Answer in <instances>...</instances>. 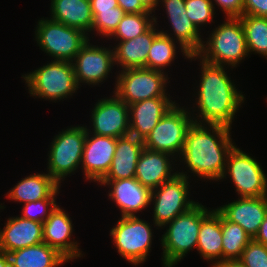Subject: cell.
Segmentation results:
<instances>
[{
  "mask_svg": "<svg viewBox=\"0 0 267 267\" xmlns=\"http://www.w3.org/2000/svg\"><path fill=\"white\" fill-rule=\"evenodd\" d=\"M230 130L224 125L205 126L193 122L186 133L181 154V160L187 164L191 173L201 179L221 180L228 154L235 146Z\"/></svg>",
  "mask_w": 267,
  "mask_h": 267,
  "instance_id": "1",
  "label": "cell"
},
{
  "mask_svg": "<svg viewBox=\"0 0 267 267\" xmlns=\"http://www.w3.org/2000/svg\"><path fill=\"white\" fill-rule=\"evenodd\" d=\"M201 80L196 95L199 114L194 123L224 125L231 128L232 120L239 106L244 103V96L236 89L234 82L225 72L224 66L212 65L200 61ZM202 120H201V119ZM200 119V120H198ZM199 122H198V121Z\"/></svg>",
  "mask_w": 267,
  "mask_h": 267,
  "instance_id": "2",
  "label": "cell"
},
{
  "mask_svg": "<svg viewBox=\"0 0 267 267\" xmlns=\"http://www.w3.org/2000/svg\"><path fill=\"white\" fill-rule=\"evenodd\" d=\"M207 39L200 50L188 59L192 61L200 57V60L212 65L236 67L249 54L244 28L238 17L227 18Z\"/></svg>",
  "mask_w": 267,
  "mask_h": 267,
  "instance_id": "3",
  "label": "cell"
},
{
  "mask_svg": "<svg viewBox=\"0 0 267 267\" xmlns=\"http://www.w3.org/2000/svg\"><path fill=\"white\" fill-rule=\"evenodd\" d=\"M210 212L198 202L166 224L169 226L161 239L164 267L177 265L191 249L196 248L201 222Z\"/></svg>",
  "mask_w": 267,
  "mask_h": 267,
  "instance_id": "4",
  "label": "cell"
},
{
  "mask_svg": "<svg viewBox=\"0 0 267 267\" xmlns=\"http://www.w3.org/2000/svg\"><path fill=\"white\" fill-rule=\"evenodd\" d=\"M22 77L30 95L51 101L68 98L79 88L73 62L69 61L53 60Z\"/></svg>",
  "mask_w": 267,
  "mask_h": 267,
  "instance_id": "5",
  "label": "cell"
},
{
  "mask_svg": "<svg viewBox=\"0 0 267 267\" xmlns=\"http://www.w3.org/2000/svg\"><path fill=\"white\" fill-rule=\"evenodd\" d=\"M36 26L37 44L54 60L72 62L81 47L89 40L82 30L50 18H42Z\"/></svg>",
  "mask_w": 267,
  "mask_h": 267,
  "instance_id": "6",
  "label": "cell"
},
{
  "mask_svg": "<svg viewBox=\"0 0 267 267\" xmlns=\"http://www.w3.org/2000/svg\"><path fill=\"white\" fill-rule=\"evenodd\" d=\"M87 126L70 127L57 134L51 142L48 157V174L60 185L66 176L81 165L87 137Z\"/></svg>",
  "mask_w": 267,
  "mask_h": 267,
  "instance_id": "7",
  "label": "cell"
},
{
  "mask_svg": "<svg viewBox=\"0 0 267 267\" xmlns=\"http://www.w3.org/2000/svg\"><path fill=\"white\" fill-rule=\"evenodd\" d=\"M187 109L177 103L160 119L154 129L143 140L144 148L164 152L172 157L181 156L188 128L193 119Z\"/></svg>",
  "mask_w": 267,
  "mask_h": 267,
  "instance_id": "8",
  "label": "cell"
},
{
  "mask_svg": "<svg viewBox=\"0 0 267 267\" xmlns=\"http://www.w3.org/2000/svg\"><path fill=\"white\" fill-rule=\"evenodd\" d=\"M165 75L145 67L121 70L113 93L127 105L155 97H169L165 89L169 78Z\"/></svg>",
  "mask_w": 267,
  "mask_h": 267,
  "instance_id": "9",
  "label": "cell"
},
{
  "mask_svg": "<svg viewBox=\"0 0 267 267\" xmlns=\"http://www.w3.org/2000/svg\"><path fill=\"white\" fill-rule=\"evenodd\" d=\"M188 178L189 176L183 171L177 172L173 178L152 190L151 202L154 205L152 217L155 226L165 227L176 216L187 212L198 203L187 197L190 191Z\"/></svg>",
  "mask_w": 267,
  "mask_h": 267,
  "instance_id": "10",
  "label": "cell"
},
{
  "mask_svg": "<svg viewBox=\"0 0 267 267\" xmlns=\"http://www.w3.org/2000/svg\"><path fill=\"white\" fill-rule=\"evenodd\" d=\"M138 216L121 217L110 236L122 258L134 265L144 263L152 245V229Z\"/></svg>",
  "mask_w": 267,
  "mask_h": 267,
  "instance_id": "11",
  "label": "cell"
},
{
  "mask_svg": "<svg viewBox=\"0 0 267 267\" xmlns=\"http://www.w3.org/2000/svg\"><path fill=\"white\" fill-rule=\"evenodd\" d=\"M230 175L240 197L267 195V177L261 165L237 146L229 152L221 179Z\"/></svg>",
  "mask_w": 267,
  "mask_h": 267,
  "instance_id": "12",
  "label": "cell"
},
{
  "mask_svg": "<svg viewBox=\"0 0 267 267\" xmlns=\"http://www.w3.org/2000/svg\"><path fill=\"white\" fill-rule=\"evenodd\" d=\"M89 41L81 47L72 61L78 86L80 83L99 85L116 65L113 49L91 45Z\"/></svg>",
  "mask_w": 267,
  "mask_h": 267,
  "instance_id": "13",
  "label": "cell"
},
{
  "mask_svg": "<svg viewBox=\"0 0 267 267\" xmlns=\"http://www.w3.org/2000/svg\"><path fill=\"white\" fill-rule=\"evenodd\" d=\"M93 134L120 138L130 135L129 107L115 93L98 100L91 114Z\"/></svg>",
  "mask_w": 267,
  "mask_h": 267,
  "instance_id": "14",
  "label": "cell"
},
{
  "mask_svg": "<svg viewBox=\"0 0 267 267\" xmlns=\"http://www.w3.org/2000/svg\"><path fill=\"white\" fill-rule=\"evenodd\" d=\"M89 130L87 128L80 167L87 180L99 183L110 169L116 150V138L95 134L91 136Z\"/></svg>",
  "mask_w": 267,
  "mask_h": 267,
  "instance_id": "15",
  "label": "cell"
},
{
  "mask_svg": "<svg viewBox=\"0 0 267 267\" xmlns=\"http://www.w3.org/2000/svg\"><path fill=\"white\" fill-rule=\"evenodd\" d=\"M239 198L216 208V210L226 220L240 225L254 239L267 214V195Z\"/></svg>",
  "mask_w": 267,
  "mask_h": 267,
  "instance_id": "16",
  "label": "cell"
},
{
  "mask_svg": "<svg viewBox=\"0 0 267 267\" xmlns=\"http://www.w3.org/2000/svg\"><path fill=\"white\" fill-rule=\"evenodd\" d=\"M101 185H109L108 197L111 198L121 210L122 217L136 216L141 210L151 205L152 190L143 186L135 177L118 180H101Z\"/></svg>",
  "mask_w": 267,
  "mask_h": 267,
  "instance_id": "17",
  "label": "cell"
},
{
  "mask_svg": "<svg viewBox=\"0 0 267 267\" xmlns=\"http://www.w3.org/2000/svg\"><path fill=\"white\" fill-rule=\"evenodd\" d=\"M165 6L167 17L175 35L174 40L180 45L185 58L195 55L201 48L200 31L187 17L185 0H159Z\"/></svg>",
  "mask_w": 267,
  "mask_h": 267,
  "instance_id": "18",
  "label": "cell"
},
{
  "mask_svg": "<svg viewBox=\"0 0 267 267\" xmlns=\"http://www.w3.org/2000/svg\"><path fill=\"white\" fill-rule=\"evenodd\" d=\"M71 218L57 206L43 223V242L55 248L68 261L81 257L78 243L70 240L73 233Z\"/></svg>",
  "mask_w": 267,
  "mask_h": 267,
  "instance_id": "19",
  "label": "cell"
},
{
  "mask_svg": "<svg viewBox=\"0 0 267 267\" xmlns=\"http://www.w3.org/2000/svg\"><path fill=\"white\" fill-rule=\"evenodd\" d=\"M175 104L169 97H155L128 105L130 135L144 140Z\"/></svg>",
  "mask_w": 267,
  "mask_h": 267,
  "instance_id": "20",
  "label": "cell"
},
{
  "mask_svg": "<svg viewBox=\"0 0 267 267\" xmlns=\"http://www.w3.org/2000/svg\"><path fill=\"white\" fill-rule=\"evenodd\" d=\"M5 207L0 205V209ZM43 243V223L28 220L21 216L10 217L0 229V251H12Z\"/></svg>",
  "mask_w": 267,
  "mask_h": 267,
  "instance_id": "21",
  "label": "cell"
},
{
  "mask_svg": "<svg viewBox=\"0 0 267 267\" xmlns=\"http://www.w3.org/2000/svg\"><path fill=\"white\" fill-rule=\"evenodd\" d=\"M170 154L150 151L144 148L139 156L135 178L151 190L173 178L178 171L171 174L172 164Z\"/></svg>",
  "mask_w": 267,
  "mask_h": 267,
  "instance_id": "22",
  "label": "cell"
},
{
  "mask_svg": "<svg viewBox=\"0 0 267 267\" xmlns=\"http://www.w3.org/2000/svg\"><path fill=\"white\" fill-rule=\"evenodd\" d=\"M143 149V140L134 136L116 138L114 157L109 171L102 180L134 178L136 165Z\"/></svg>",
  "mask_w": 267,
  "mask_h": 267,
  "instance_id": "23",
  "label": "cell"
},
{
  "mask_svg": "<svg viewBox=\"0 0 267 267\" xmlns=\"http://www.w3.org/2000/svg\"><path fill=\"white\" fill-rule=\"evenodd\" d=\"M157 18L154 16V24L143 34L135 39L119 41L113 48L115 64L121 69L145 67L147 56L154 38L160 33L156 29Z\"/></svg>",
  "mask_w": 267,
  "mask_h": 267,
  "instance_id": "24",
  "label": "cell"
},
{
  "mask_svg": "<svg viewBox=\"0 0 267 267\" xmlns=\"http://www.w3.org/2000/svg\"><path fill=\"white\" fill-rule=\"evenodd\" d=\"M50 19L82 30H92L93 14L90 0H51Z\"/></svg>",
  "mask_w": 267,
  "mask_h": 267,
  "instance_id": "25",
  "label": "cell"
},
{
  "mask_svg": "<svg viewBox=\"0 0 267 267\" xmlns=\"http://www.w3.org/2000/svg\"><path fill=\"white\" fill-rule=\"evenodd\" d=\"M196 249L207 262L215 260L211 267L222 261L221 214L216 209L202 220Z\"/></svg>",
  "mask_w": 267,
  "mask_h": 267,
  "instance_id": "26",
  "label": "cell"
},
{
  "mask_svg": "<svg viewBox=\"0 0 267 267\" xmlns=\"http://www.w3.org/2000/svg\"><path fill=\"white\" fill-rule=\"evenodd\" d=\"M10 267H58L69 262L55 248L40 243L8 253Z\"/></svg>",
  "mask_w": 267,
  "mask_h": 267,
  "instance_id": "27",
  "label": "cell"
},
{
  "mask_svg": "<svg viewBox=\"0 0 267 267\" xmlns=\"http://www.w3.org/2000/svg\"><path fill=\"white\" fill-rule=\"evenodd\" d=\"M59 185L48 173L23 178L7 193V198L19 203L35 202L48 198Z\"/></svg>",
  "mask_w": 267,
  "mask_h": 267,
  "instance_id": "28",
  "label": "cell"
},
{
  "mask_svg": "<svg viewBox=\"0 0 267 267\" xmlns=\"http://www.w3.org/2000/svg\"><path fill=\"white\" fill-rule=\"evenodd\" d=\"M222 261L239 260L243 250L252 238L237 223L226 220L221 215Z\"/></svg>",
  "mask_w": 267,
  "mask_h": 267,
  "instance_id": "29",
  "label": "cell"
},
{
  "mask_svg": "<svg viewBox=\"0 0 267 267\" xmlns=\"http://www.w3.org/2000/svg\"><path fill=\"white\" fill-rule=\"evenodd\" d=\"M176 48L177 46L171 34L161 30L152 42L145 68L164 72L163 69L174 61Z\"/></svg>",
  "mask_w": 267,
  "mask_h": 267,
  "instance_id": "30",
  "label": "cell"
},
{
  "mask_svg": "<svg viewBox=\"0 0 267 267\" xmlns=\"http://www.w3.org/2000/svg\"><path fill=\"white\" fill-rule=\"evenodd\" d=\"M238 18L244 28L248 53L267 57V17L242 15Z\"/></svg>",
  "mask_w": 267,
  "mask_h": 267,
  "instance_id": "31",
  "label": "cell"
},
{
  "mask_svg": "<svg viewBox=\"0 0 267 267\" xmlns=\"http://www.w3.org/2000/svg\"><path fill=\"white\" fill-rule=\"evenodd\" d=\"M152 14L153 13L125 14L118 28L111 36H114V39L116 38L120 41L135 39L139 35L145 33L154 24V14Z\"/></svg>",
  "mask_w": 267,
  "mask_h": 267,
  "instance_id": "32",
  "label": "cell"
},
{
  "mask_svg": "<svg viewBox=\"0 0 267 267\" xmlns=\"http://www.w3.org/2000/svg\"><path fill=\"white\" fill-rule=\"evenodd\" d=\"M59 189L60 186L48 198L25 203L21 217L39 223H44L57 207L55 197L59 194Z\"/></svg>",
  "mask_w": 267,
  "mask_h": 267,
  "instance_id": "33",
  "label": "cell"
},
{
  "mask_svg": "<svg viewBox=\"0 0 267 267\" xmlns=\"http://www.w3.org/2000/svg\"><path fill=\"white\" fill-rule=\"evenodd\" d=\"M93 24L91 31H97L100 35L110 37L118 28L121 19L126 14L119 6L113 8V10L92 12Z\"/></svg>",
  "mask_w": 267,
  "mask_h": 267,
  "instance_id": "34",
  "label": "cell"
},
{
  "mask_svg": "<svg viewBox=\"0 0 267 267\" xmlns=\"http://www.w3.org/2000/svg\"><path fill=\"white\" fill-rule=\"evenodd\" d=\"M187 17L198 28L213 21L214 4L212 0H185Z\"/></svg>",
  "mask_w": 267,
  "mask_h": 267,
  "instance_id": "35",
  "label": "cell"
},
{
  "mask_svg": "<svg viewBox=\"0 0 267 267\" xmlns=\"http://www.w3.org/2000/svg\"><path fill=\"white\" fill-rule=\"evenodd\" d=\"M239 260L245 267H267V246L252 239Z\"/></svg>",
  "mask_w": 267,
  "mask_h": 267,
  "instance_id": "36",
  "label": "cell"
},
{
  "mask_svg": "<svg viewBox=\"0 0 267 267\" xmlns=\"http://www.w3.org/2000/svg\"><path fill=\"white\" fill-rule=\"evenodd\" d=\"M243 15L267 17V0H243Z\"/></svg>",
  "mask_w": 267,
  "mask_h": 267,
  "instance_id": "37",
  "label": "cell"
},
{
  "mask_svg": "<svg viewBox=\"0 0 267 267\" xmlns=\"http://www.w3.org/2000/svg\"><path fill=\"white\" fill-rule=\"evenodd\" d=\"M227 18L240 17L243 15V0H214Z\"/></svg>",
  "mask_w": 267,
  "mask_h": 267,
  "instance_id": "38",
  "label": "cell"
},
{
  "mask_svg": "<svg viewBox=\"0 0 267 267\" xmlns=\"http://www.w3.org/2000/svg\"><path fill=\"white\" fill-rule=\"evenodd\" d=\"M118 6L126 13H152L140 0H117Z\"/></svg>",
  "mask_w": 267,
  "mask_h": 267,
  "instance_id": "39",
  "label": "cell"
},
{
  "mask_svg": "<svg viewBox=\"0 0 267 267\" xmlns=\"http://www.w3.org/2000/svg\"><path fill=\"white\" fill-rule=\"evenodd\" d=\"M92 12L113 10L118 7L117 0H90Z\"/></svg>",
  "mask_w": 267,
  "mask_h": 267,
  "instance_id": "40",
  "label": "cell"
},
{
  "mask_svg": "<svg viewBox=\"0 0 267 267\" xmlns=\"http://www.w3.org/2000/svg\"><path fill=\"white\" fill-rule=\"evenodd\" d=\"M254 240L267 246V214Z\"/></svg>",
  "mask_w": 267,
  "mask_h": 267,
  "instance_id": "41",
  "label": "cell"
},
{
  "mask_svg": "<svg viewBox=\"0 0 267 267\" xmlns=\"http://www.w3.org/2000/svg\"><path fill=\"white\" fill-rule=\"evenodd\" d=\"M213 267H245L240 260H225L218 262Z\"/></svg>",
  "mask_w": 267,
  "mask_h": 267,
  "instance_id": "42",
  "label": "cell"
},
{
  "mask_svg": "<svg viewBox=\"0 0 267 267\" xmlns=\"http://www.w3.org/2000/svg\"><path fill=\"white\" fill-rule=\"evenodd\" d=\"M142 2V4L150 11V12H154L158 6L159 0H140Z\"/></svg>",
  "mask_w": 267,
  "mask_h": 267,
  "instance_id": "43",
  "label": "cell"
},
{
  "mask_svg": "<svg viewBox=\"0 0 267 267\" xmlns=\"http://www.w3.org/2000/svg\"><path fill=\"white\" fill-rule=\"evenodd\" d=\"M0 267H10V259L7 253L0 251Z\"/></svg>",
  "mask_w": 267,
  "mask_h": 267,
  "instance_id": "44",
  "label": "cell"
}]
</instances>
